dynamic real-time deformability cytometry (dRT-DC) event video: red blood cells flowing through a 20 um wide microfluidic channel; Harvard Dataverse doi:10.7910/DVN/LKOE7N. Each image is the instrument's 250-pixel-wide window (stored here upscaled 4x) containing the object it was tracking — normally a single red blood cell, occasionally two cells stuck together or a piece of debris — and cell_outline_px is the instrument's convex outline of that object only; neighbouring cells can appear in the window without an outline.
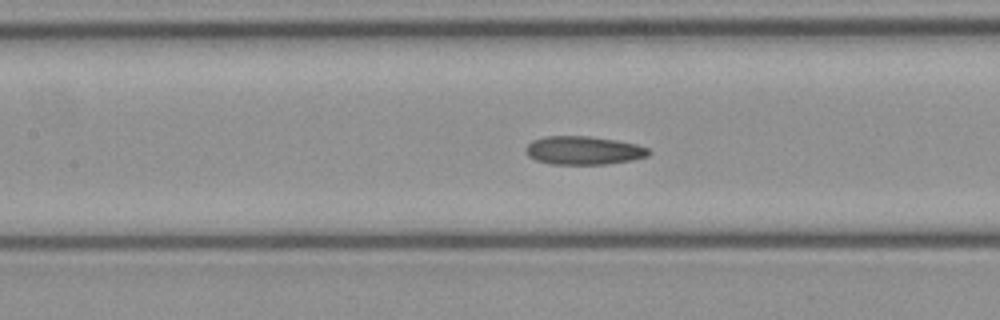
{"species": "common noctule bat (a hibernating species)", "species_latin": "Nyctalus noctula", "temperature_condition": "cold", "stored_images_in_passage": 49, "camera_frame_rate_fps": 3000, "um_per_image_px": 0.085, "animal": {"sex": "female", "body_mass_g": 21.9}, "frame": {"image": 1, "passage_image": 22, "time_ms": 7.0, "image_size_px": [1000, 320], "cell_outline_px": [[652, 152], [648, 156], [632, 160], [608, 164], [552, 164], [536, 160], [528, 156], [524, 152], [524, 148], [532, 140], [548, 136], [588, 136], [616, 140], [636, 144], [648, 148]], "centroid_in_image_um": [49.59, 12.79], "position_along_channel_um": 157.8, "area_um2": 20.46}}
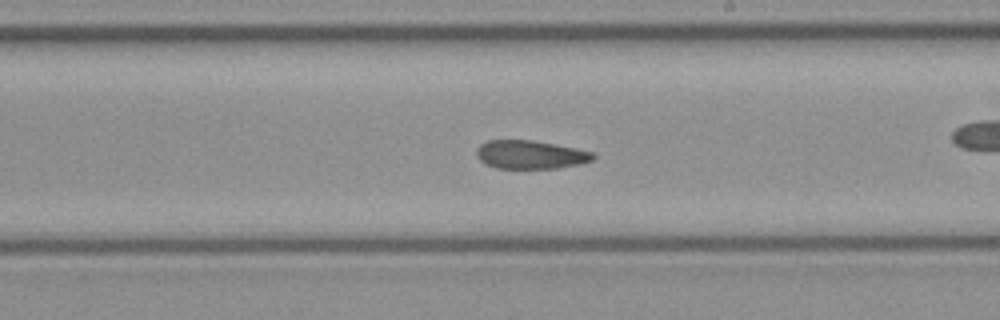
{"frame": {"image": 2, "passage_image": 28, "time_ms": 9.0, "image_size_px": [1000, 320], "cell_outline_px": [[596, 156], [592, 160], [580, 164], [556, 168], [496, 168], [484, 164], [476, 156], [476, 148], [480, 144], [488, 140], [532, 140], [576, 148], [596, 152]], "centroid_in_image_um": [45.08, 13.14], "position_along_channel_um": 243.9, "area_um2": 19.48}}